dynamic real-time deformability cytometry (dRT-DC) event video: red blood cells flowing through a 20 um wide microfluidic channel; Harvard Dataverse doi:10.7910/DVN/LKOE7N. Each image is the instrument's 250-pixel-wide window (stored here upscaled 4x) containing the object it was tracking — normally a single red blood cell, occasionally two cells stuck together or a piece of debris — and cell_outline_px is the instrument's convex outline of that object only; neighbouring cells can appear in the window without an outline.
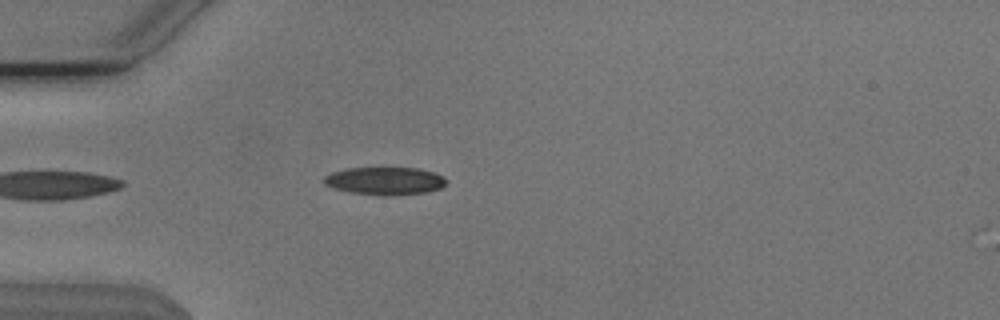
{"species": "Egyptian fruit bat (a non-hibernating species)", "species_latin": "Rousettus aegyptiacus", "temperature_condition": "cold", "stored_images_in_passage": 42, "camera_frame_rate_fps": 3000, "um_per_image_px": 0.085, "animal": {"sex": "male"}, "frame": {"image": 1, "passage_image": 4, "time_ms": 1.0, "image_size_px": [1000, 320], "cell_outline_px": [[444, 184], [440, 188], [424, 192], [384, 196], [352, 192], [336, 188], [324, 184], [324, 176], [332, 172], [348, 168], [420, 168], [432, 172], [440, 176], [444, 180]], "centroid_in_image_um": [32.67, 15.37], "position_along_channel_um": 52.3, "area_um2": 19.31}}
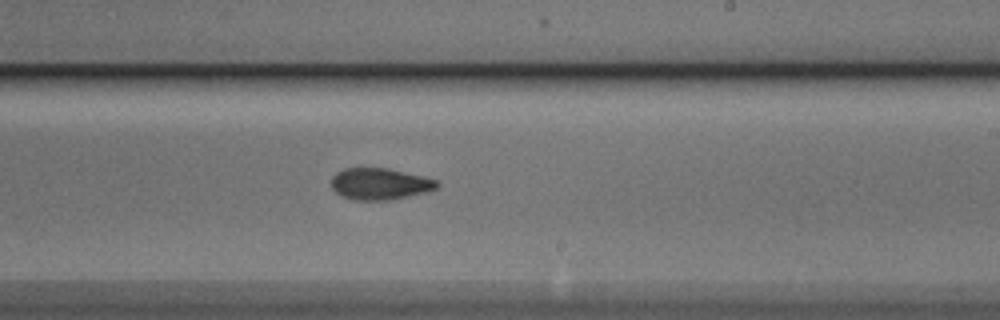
{"frame": {"image": 2, "passage_image": 21, "time_ms": 6.667, "image_size_px": [1000, 320], "cell_outline_px": [[440, 184], [436, 188], [428, 192], [388, 200], [352, 200], [340, 196], [332, 188], [332, 176], [336, 172], [344, 168], [388, 168], [424, 176], [436, 180]], "centroid_in_image_um": [32.28, 15.63], "position_along_channel_um": 256.7, "area_um2": 19.59}}
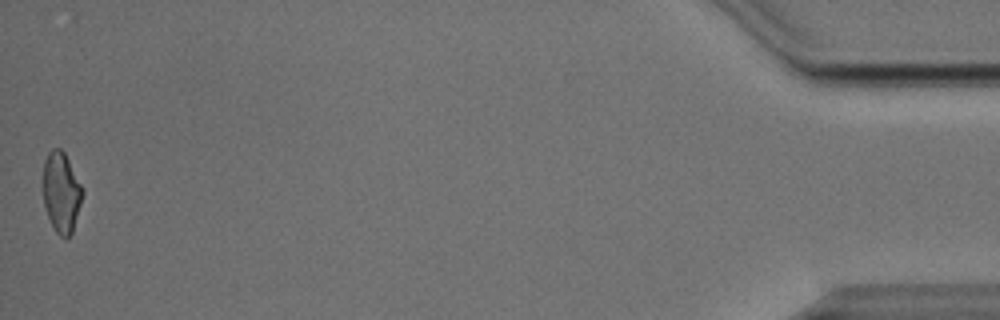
{"frame": {"image": 3, "passage_image": 42, "time_ms": 13.667, "image_size_px": [1000, 320], "cell_outline_px": [[84, 192], [72, 232], [68, 236], [60, 236], [56, 232], [48, 216], [44, 204], [44, 160], [48, 152], [52, 148], [60, 148], [64, 152]], "centroid_in_image_um": [5.21, 16.32], "position_along_channel_um": 430.0, "area_um2": 17.98}, "authors_computed_cell_mechanics": {"area_um2": 19.4208, "velocity_mm_per_s": 3.8162, "shape_relaxation_time_tau1_ms": 3.5394, "shape_relaxation_time_tau2_ms": 2.0605, "deformation_change_tau1": 0.1438, "deformation_change_tau2": 0.0854}}